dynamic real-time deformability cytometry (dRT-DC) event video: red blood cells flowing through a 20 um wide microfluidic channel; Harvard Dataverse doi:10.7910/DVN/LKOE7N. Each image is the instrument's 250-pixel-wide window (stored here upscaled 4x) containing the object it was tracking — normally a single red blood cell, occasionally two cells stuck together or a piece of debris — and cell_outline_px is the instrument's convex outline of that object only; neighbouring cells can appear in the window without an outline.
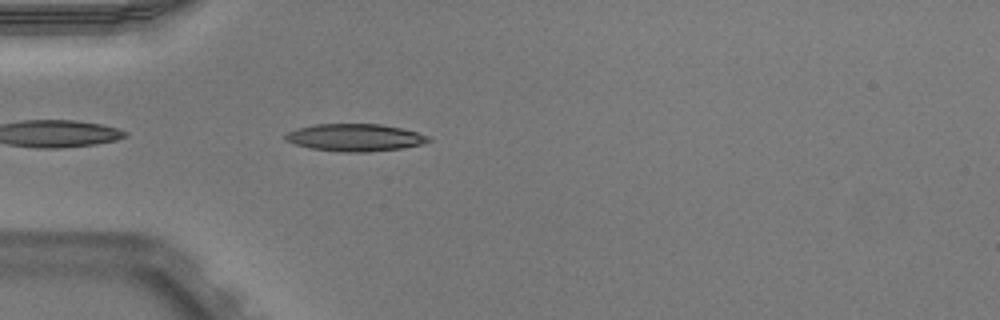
{"species": "Egyptian fruit bat (a non-hibernating species)", "species_latin": "Rousettus aegyptiacus", "temperature_condition": "warm", "stored_images_in_passage": 19, "camera_frame_rate_fps": 3000, "um_per_image_px": 0.085, "animal": {"sex": "male"}, "frame": {"image": 1, "passage_image": 2, "time_ms": 0.333, "image_size_px": [1000, 320], "cell_outline_px": [[432, 140], [420, 144], [404, 148], [368, 152], [344, 152], [312, 148], [296, 144], [284, 140], [284, 136], [288, 132], [300, 128], [316, 124], [380, 124], [400, 128], [416, 132], [428, 136]], "centroid_in_image_um": [30.18, 11.69], "position_along_channel_um": 54.8, "area_um2": 22.54}}
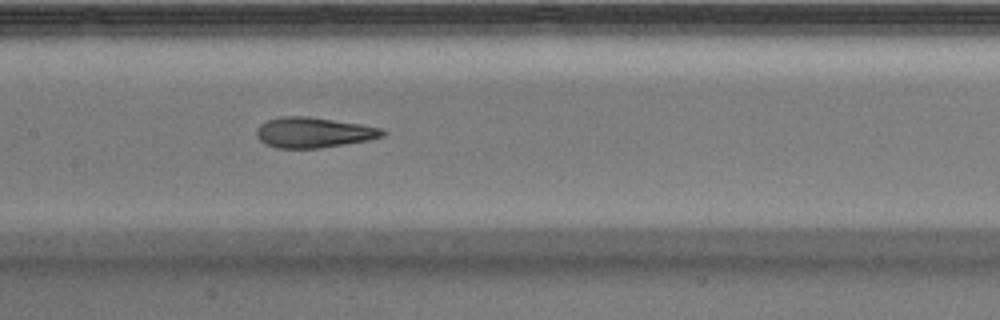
{"frame": {"image": 2, "passage_image": 12, "time_ms": 3.667, "image_size_px": [1000, 320], "cell_outline_px": [[384, 136], [368, 140], [320, 148], [276, 148], [264, 144], [256, 136], [256, 128], [260, 124], [268, 120], [280, 116], [304, 116], [364, 124], [380, 128], [384, 132]], "centroid_in_image_um": [26.61, 11.26], "position_along_channel_um": 180.8, "area_um2": 22.31}}
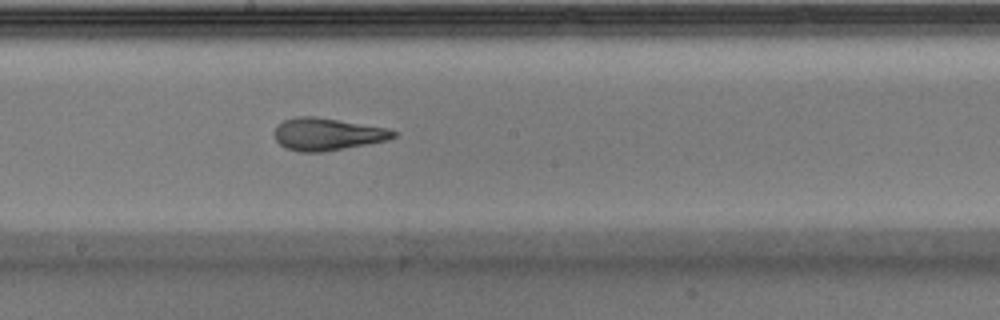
{"frame": {"image": 3, "passage_image": 15, "time_ms": 4.667, "image_size_px": [1000, 320], "cell_outline_px": [[400, 132], [396, 136], [388, 140], [368, 144], [324, 152], [300, 152], [288, 148], [280, 144], [276, 140], [272, 132], [276, 124], [284, 120], [296, 116], [316, 116], [388, 128]], "centroid_in_image_um": [27.82, 11.39], "position_along_channel_um": 220.4, "area_um2": 22.77}}